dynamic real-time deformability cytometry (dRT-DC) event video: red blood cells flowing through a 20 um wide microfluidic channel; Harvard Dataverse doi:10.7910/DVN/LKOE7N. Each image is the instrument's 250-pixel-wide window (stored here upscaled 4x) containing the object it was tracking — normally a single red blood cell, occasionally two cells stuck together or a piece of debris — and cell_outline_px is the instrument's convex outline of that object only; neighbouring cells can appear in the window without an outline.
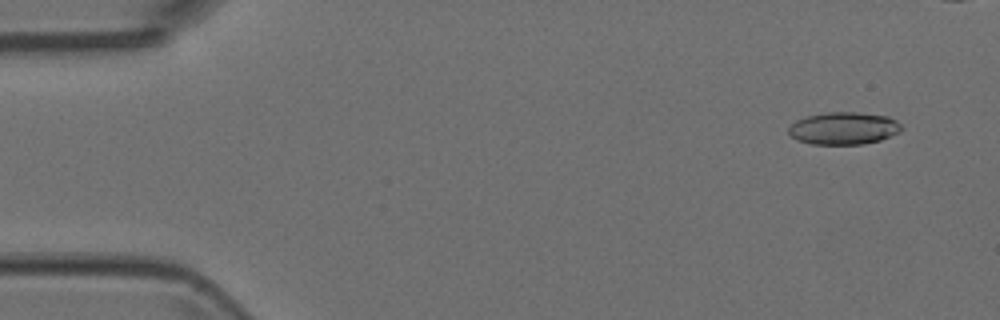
{"species": "Egyptian fruit bat (a non-hibernating species)", "species_latin": "Rousettus aegyptiacus", "temperature_condition": "room temperature", "stored_images_in_passage": 6, "camera_frame_rate_fps": 3000, "um_per_image_px": 0.085, "animal": {"sex": "female"}, "frame": {"image": 1, "passage_image": 1, "time_ms": 0.0, "image_size_px": [1000, 320], "cell_outline_px": [[904, 128], [900, 132], [880, 140], [864, 144], [812, 144], [796, 140], [788, 132], [788, 128], [796, 120], [808, 116], [828, 112], [856, 112], [888, 116], [896, 120]], "centroid_in_image_um": [71.73, 10.91], "position_along_channel_um": 13.3, "area_um2": 21.33}}
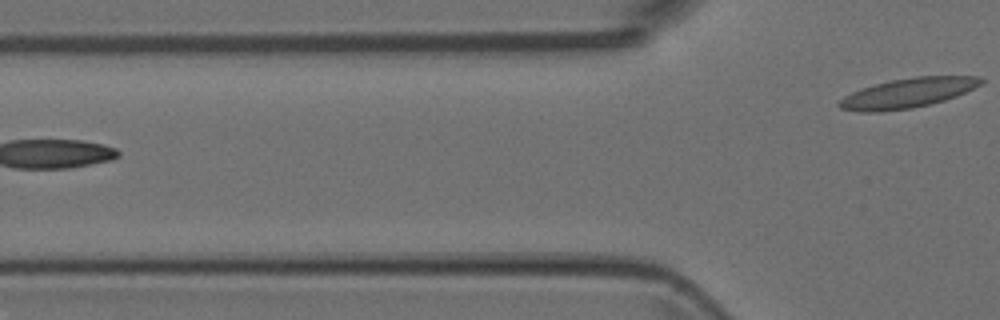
{"frame": {"image": 2, "passage_image": 6, "time_ms": 1.667, "image_size_px": [1000, 320], "cell_outline_px": [[984, 80], [980, 84], [956, 96], [944, 100], [912, 108], [876, 112], [860, 112], [840, 108], [836, 104], [844, 96], [860, 88], [892, 80], [916, 76], [980, 76]], "centroid_in_image_um": [77.12, 7.9], "position_along_channel_um": 48.7, "area_um2": 24.28}}